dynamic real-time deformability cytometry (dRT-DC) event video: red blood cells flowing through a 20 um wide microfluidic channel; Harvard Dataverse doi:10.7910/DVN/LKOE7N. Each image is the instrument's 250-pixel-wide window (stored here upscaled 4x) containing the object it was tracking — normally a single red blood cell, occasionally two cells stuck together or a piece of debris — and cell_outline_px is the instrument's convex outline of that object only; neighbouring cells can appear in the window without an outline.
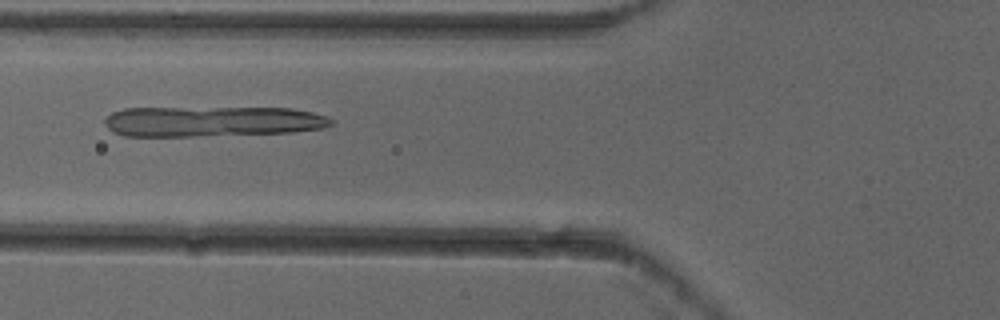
{"species": "common noctule bat (a hibernating species)", "species_latin": "Nyctalus noctula", "temperature_condition": "cold", "stored_images_in_passage": 7, "camera_frame_rate_fps": 3000, "um_per_image_px": 0.085, "animal": {"sex": "female"}, "frame": {"image": 1, "passage_image": 6, "time_ms": 1.667, "image_size_px": [1000, 320], "cell_outline_px": [[336, 120], [332, 124], [324, 128], [292, 132], [192, 136], [124, 136], [112, 132], [104, 124], [104, 120], [112, 112], [124, 108], [292, 108], [312, 112], [328, 116]], "centroid_in_image_um": [18.05, 10.32], "position_along_channel_um": 107.8, "area_um2": 40.29}}
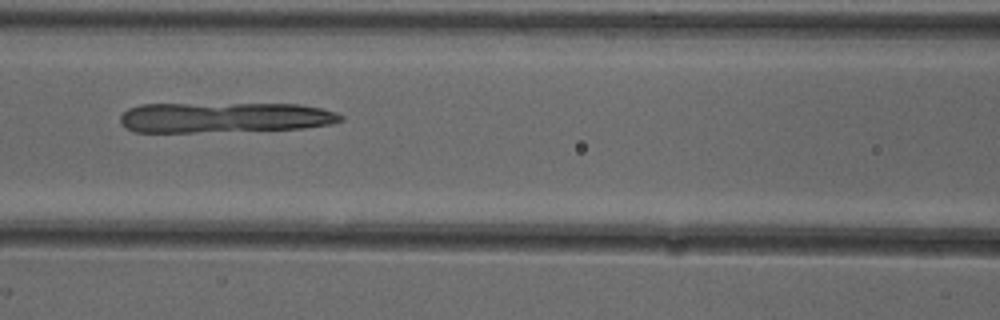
{"frame": {"image": 2, "passage_image": 7, "time_ms": 2.0, "image_size_px": [1000, 320], "cell_outline_px": [[344, 120], [332, 124], [304, 128], [192, 132], [136, 132], [124, 128], [120, 124], [120, 116], [128, 108], [140, 104], [300, 104], [320, 108], [336, 112], [344, 116]], "centroid_in_image_um": [19.06, 9.98], "position_along_channel_um": 147.5, "area_um2": 39.07}}